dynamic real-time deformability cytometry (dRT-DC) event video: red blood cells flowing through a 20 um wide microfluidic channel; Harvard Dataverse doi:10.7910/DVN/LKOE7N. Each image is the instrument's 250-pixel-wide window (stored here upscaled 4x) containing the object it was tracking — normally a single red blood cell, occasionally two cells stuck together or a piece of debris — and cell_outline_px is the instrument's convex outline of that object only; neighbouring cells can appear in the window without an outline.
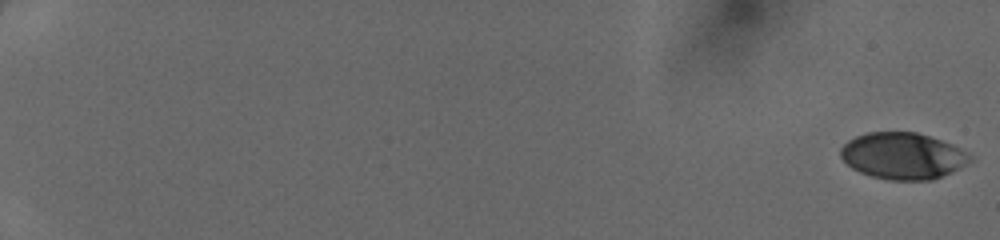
{"species": "human", "species_latin": "Homo sapiens", "temperature_condition": "cold", "stored_images_in_passage": 51, "camera_frame_rate_fps": 3000, "um_per_image_px": 0.085, "donor": {"sex": "female"}, "frame": {"image": 1, "passage_image": 1, "time_ms": 0.0, "image_size_px": [1000, 240], "cell_outline_px": [[972, 160], [952, 172], [932, 180], [888, 180], [872, 176], [860, 172], [852, 168], [840, 156], [840, 148], [848, 140], [856, 136], [868, 132], [916, 132], [952, 144], [968, 152], [972, 156]], "centroid_in_image_um": [76.74, 13.25], "position_along_channel_um": 8.3, "area_um2": 35.03}}
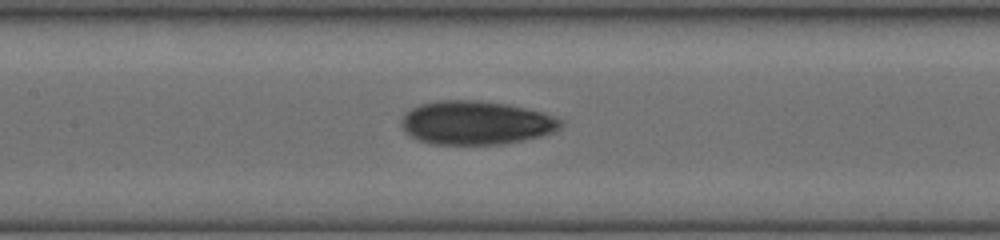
{"frame": {"image": 2, "passage_image": 28, "time_ms": 9.0, "image_size_px": [1000, 240], "cell_outline_px": [[564, 124], [556, 132], [540, 136], [500, 144], [432, 144], [420, 140], [404, 132], [400, 124], [400, 120], [404, 112], [420, 104], [436, 100], [480, 100], [508, 104], [544, 112], [556, 116], [564, 120]], "centroid_in_image_um": [40.47, 10.42], "position_along_channel_um": 166.9, "area_um2": 40.98}}
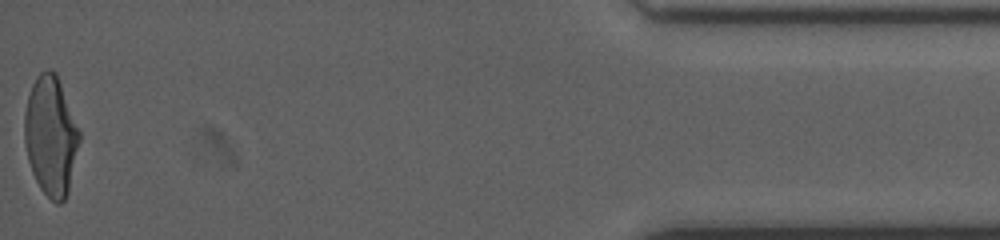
{"frame": {"image": 3, "passage_image": 51, "time_ms": 16.667, "image_size_px": [1000, 240], "cell_outline_px": [[80, 140], [68, 192], [64, 200], [60, 204], [56, 204], [40, 188], [32, 172], [28, 160], [24, 144], [24, 112], [28, 96], [32, 84], [36, 76], [40, 72], [48, 68], [56, 72], [80, 132]], "centroid_in_image_um": [4.3, 11.54], "position_along_channel_um": 430.9, "area_um2": 38.21}}